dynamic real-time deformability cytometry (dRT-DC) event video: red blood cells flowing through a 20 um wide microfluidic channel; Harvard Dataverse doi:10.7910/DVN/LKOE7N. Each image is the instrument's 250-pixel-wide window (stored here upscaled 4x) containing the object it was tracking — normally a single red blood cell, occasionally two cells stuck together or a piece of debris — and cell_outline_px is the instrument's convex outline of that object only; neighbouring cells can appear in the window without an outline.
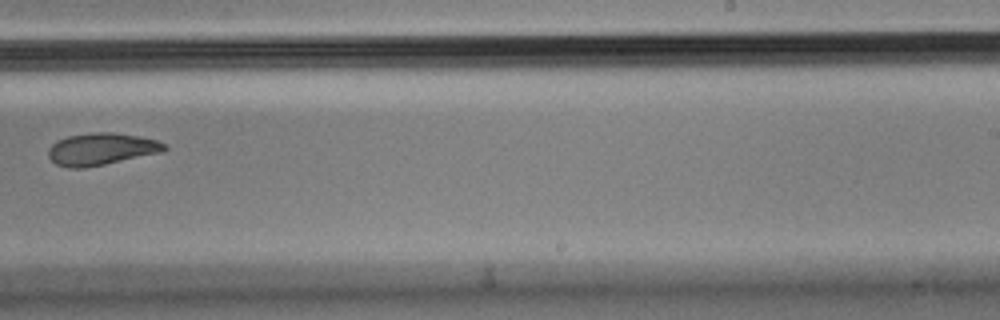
{"species": "Egyptian fruit bat (a non-hibernating species)", "species_latin": "Rousettus aegyptiacus", "temperature_condition": "cold", "stored_images_in_passage": 10, "camera_frame_rate_fps": 3000, "um_per_image_px": 0.085, "animal": {"sex": "male"}, "frame": {"image": 1, "passage_image": 10, "time_ms": 3.0, "image_size_px": [1000, 320], "cell_outline_px": [[168, 148], [164, 152], [84, 168], [68, 168], [56, 164], [48, 156], [48, 148], [56, 140], [68, 136], [92, 132], [112, 132], [136, 136], [156, 140], [164, 144]], "centroid_in_image_um": [8.59, 12.67], "position_along_channel_um": 280.4, "area_um2": 21.68}}